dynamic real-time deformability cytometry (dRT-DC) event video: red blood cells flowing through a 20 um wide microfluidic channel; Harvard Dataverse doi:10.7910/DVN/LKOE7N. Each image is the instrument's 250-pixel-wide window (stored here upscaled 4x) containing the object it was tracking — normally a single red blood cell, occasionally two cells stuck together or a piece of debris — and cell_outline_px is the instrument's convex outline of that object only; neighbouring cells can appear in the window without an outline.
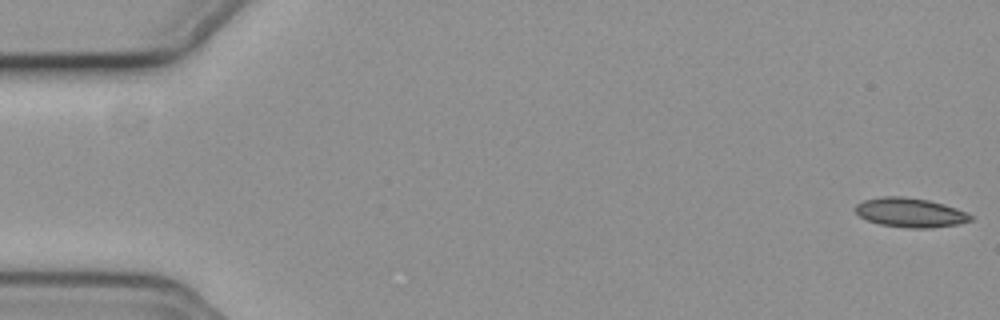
{"species": "common noctule bat (a hibernating species)", "species_latin": "Nyctalus noctula", "temperature_condition": "cold", "stored_images_in_passage": 52, "camera_frame_rate_fps": 3000, "um_per_image_px": 0.085, "animal": {"sex": "female", "body_mass_g": 19.3, "forearm_length_mm": 54.1}, "frame": {"image": 1, "passage_image": 1, "time_ms": 0.0, "image_size_px": [1000, 320], "cell_outline_px": [[972, 220], [956, 224], [928, 228], [908, 228], [880, 224], [868, 220], [860, 216], [856, 212], [856, 204], [864, 200], [884, 196], [900, 196], [928, 200], [944, 204], [956, 208], [972, 216]], "centroid_in_image_um": [77.35, 18.06], "position_along_channel_um": 7.6, "area_um2": 19.36}}
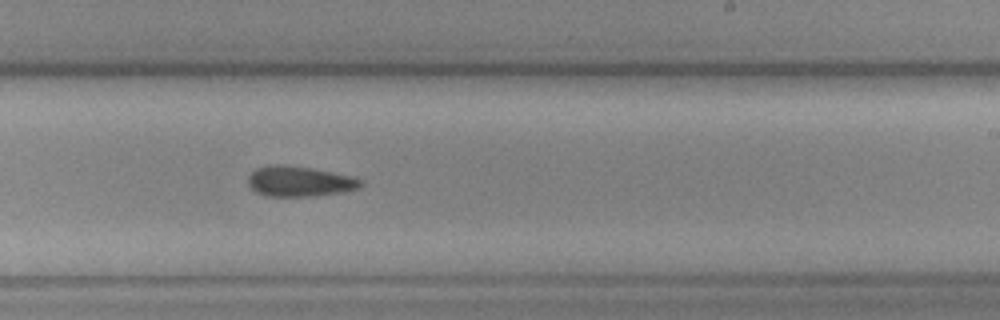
{"frame": {"image": 2, "passage_image": 34, "time_ms": 11.0, "image_size_px": [1000, 320], "cell_outline_px": [[364, 184], [360, 188], [340, 192], [312, 196], [264, 196], [256, 192], [248, 184], [248, 176], [256, 168], [268, 164], [280, 164], [312, 168], [348, 176], [360, 180]], "centroid_in_image_um": [25.39, 15.41], "position_along_channel_um": 263.6, "area_um2": 19.77}}
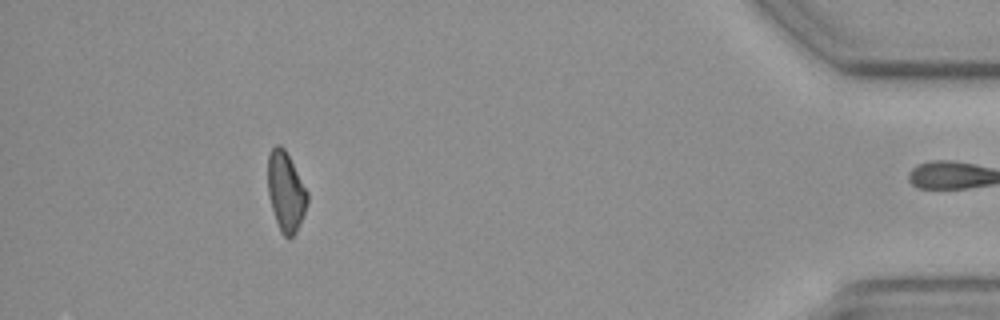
{"frame": {"image": 3, "passage_image": 51, "time_ms": 16.667, "image_size_px": [1000, 320], "cell_outline_px": [[308, 200], [300, 224], [296, 232], [288, 240], [280, 232], [272, 208], [268, 192], [268, 152], [276, 144], [280, 144], [284, 148], [308, 192]], "centroid_in_image_um": [24.29, 16.29], "position_along_channel_um": 410.9, "area_um2": 18.21}, "authors_computed_cell_mechanics": {"area_um2": 19.7387, "velocity_mm_per_s": 3.7313, "shape_relaxation_time_tau1_ms": null, "shape_relaxation_time_tau2_ms": 7.3551, "deformation_change_tau1": null, "deformation_change_tau2": 0.1414}}